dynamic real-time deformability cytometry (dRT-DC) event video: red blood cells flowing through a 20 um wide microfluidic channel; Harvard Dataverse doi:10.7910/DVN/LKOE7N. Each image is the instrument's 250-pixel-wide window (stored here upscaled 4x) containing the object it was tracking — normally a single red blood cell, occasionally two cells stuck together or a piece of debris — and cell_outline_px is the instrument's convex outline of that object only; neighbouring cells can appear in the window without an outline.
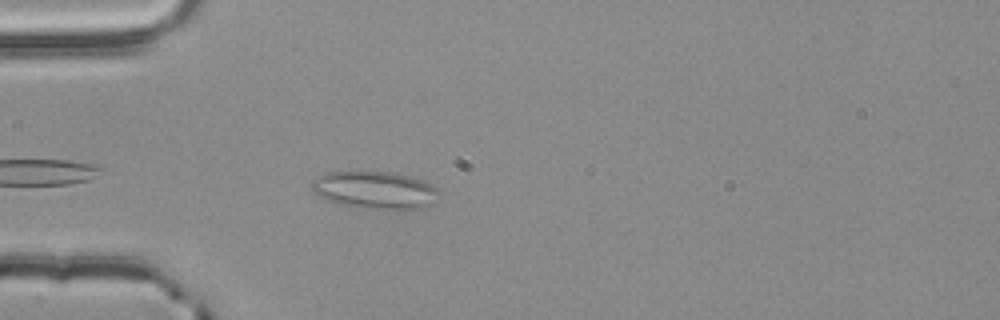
{"species": "common noctule bat (a hibernating species)", "species_latin": "Nyctalus noctula", "temperature_condition": "room temperature", "stored_images_in_passage": 17, "camera_frame_rate_fps": 3000, "um_per_image_px": 0.085, "animal": {"sex": "male", "body_mass_g": 20.4}, "frame": {"image": 1, "passage_image": 3, "time_ms": 0.667, "image_size_px": [1000, 320], "cell_outline_px": [[440, 192], [436, 204], [420, 208], [364, 208], [340, 204], [328, 200], [320, 196], [312, 188], [312, 184], [320, 176], [328, 172], [388, 172], [412, 176], [436, 188]], "centroid_in_image_um": [31.94, 16.16], "position_along_channel_um": 53.1, "area_um2": 27.22}}
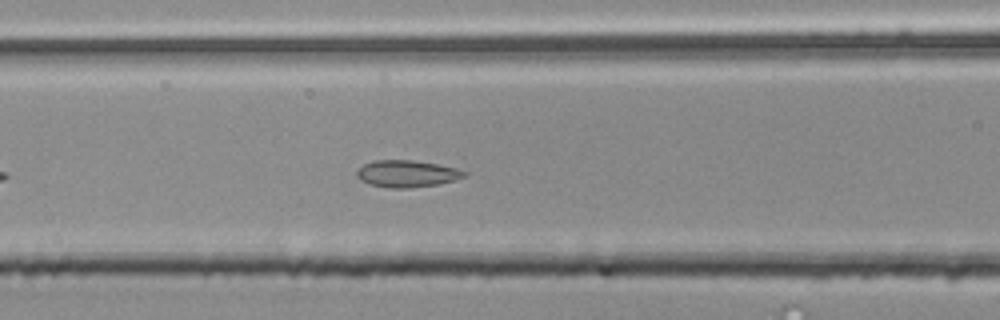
{"frame": {"image": 2, "passage_image": 10, "time_ms": 3.0, "image_size_px": [1000, 320], "cell_outline_px": [[468, 172], [464, 176], [456, 180], [440, 184], [408, 188], [388, 188], [372, 184], [360, 180], [356, 176], [356, 172], [364, 164], [372, 160], [412, 160], [436, 164], [456, 168]], "centroid_in_image_um": [34.59, 14.76], "position_along_channel_um": 132.0, "area_um2": 16.82}}